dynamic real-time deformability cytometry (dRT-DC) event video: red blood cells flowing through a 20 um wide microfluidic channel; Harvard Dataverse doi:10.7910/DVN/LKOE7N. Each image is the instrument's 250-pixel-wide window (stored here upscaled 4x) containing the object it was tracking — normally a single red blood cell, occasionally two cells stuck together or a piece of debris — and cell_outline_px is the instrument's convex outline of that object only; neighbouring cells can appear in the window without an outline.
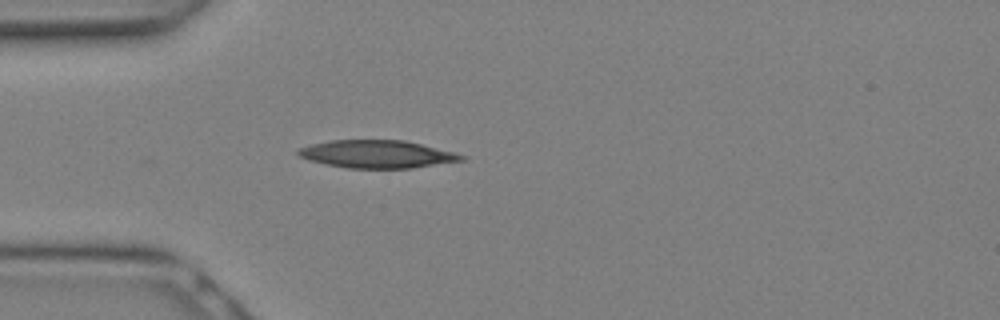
{"species": "Egyptian fruit bat (a non-hibernating species)", "species_latin": "Rousettus aegyptiacus", "temperature_condition": "warm", "stored_images_in_passage": 21, "camera_frame_rate_fps": 3000, "um_per_image_px": 0.085, "animal": {"sex": "female"}, "frame": {"image": 1, "passage_image": 1, "time_ms": 0.0, "image_size_px": [1000, 320], "cell_outline_px": [[464, 160], [412, 168], [344, 168], [324, 164], [308, 160], [300, 156], [296, 152], [300, 148], [312, 144], [332, 140], [404, 140], [452, 152], [464, 156]], "centroid_in_image_um": [31.99, 13.11], "position_along_channel_um": 53.0, "area_um2": 26.13}}
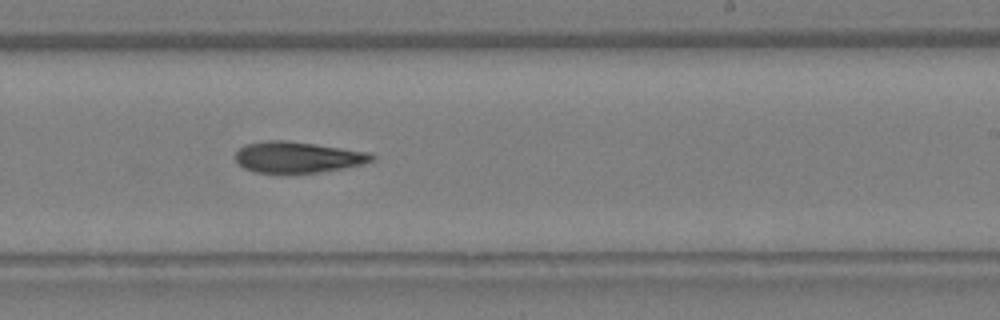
{"frame": {"image": 2, "passage_image": 10, "time_ms": 3.0, "image_size_px": [1000, 320], "cell_outline_px": [[376, 156], [372, 160], [364, 164], [344, 168], [288, 176], [256, 172], [244, 168], [236, 160], [236, 152], [244, 144], [264, 140], [284, 140], [368, 152]], "centroid_in_image_um": [25.25, 13.4], "position_along_channel_um": 263.7, "area_um2": 25.14}}
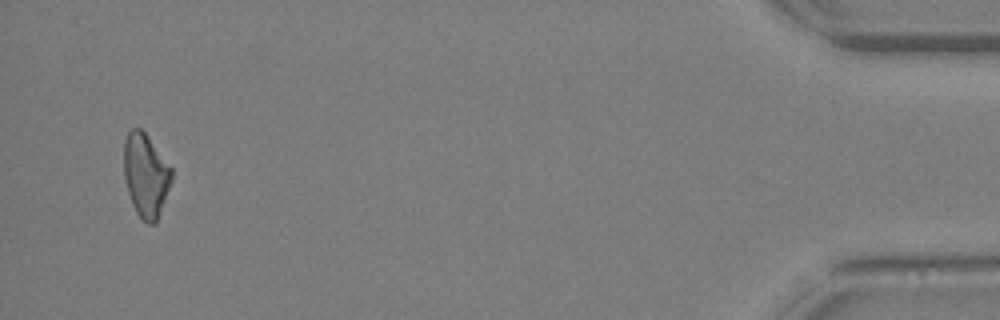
{"frame": {"image": 3, "passage_image": 20, "time_ms": 6.333, "image_size_px": [1000, 320], "cell_outline_px": [[172, 180], [156, 224], [148, 224], [136, 212], [132, 204], [128, 192], [124, 176], [124, 140], [128, 132], [132, 128], [140, 128], [148, 136], [172, 168]], "centroid_in_image_um": [12.39, 14.89], "position_along_channel_um": 422.8, "area_um2": 23.18}}